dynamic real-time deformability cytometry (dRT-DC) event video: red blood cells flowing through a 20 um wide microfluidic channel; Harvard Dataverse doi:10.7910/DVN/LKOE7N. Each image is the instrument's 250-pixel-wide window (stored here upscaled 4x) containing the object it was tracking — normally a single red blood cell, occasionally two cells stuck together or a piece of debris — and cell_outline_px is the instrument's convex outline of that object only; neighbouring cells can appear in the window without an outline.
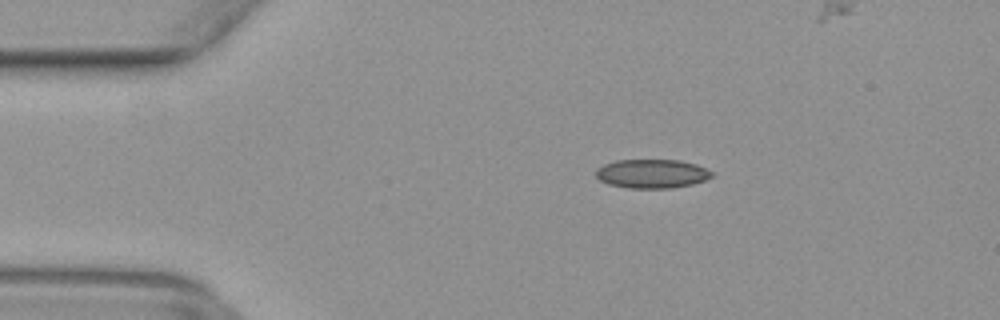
{"species": "common noctule bat (a hibernating species)", "species_latin": "Nyctalus noctula", "temperature_condition": "warm", "stored_images_in_passage": 39, "camera_frame_rate_fps": 3000, "um_per_image_px": 0.085, "animal": {"sex": "female", "body_mass_g": 29.2, "forearm_length_mm": 56.3}, "frame": {"image": 1, "passage_image": 5, "time_ms": 1.333, "image_size_px": [1000, 320], "cell_outline_px": [[712, 176], [704, 180], [692, 184], [672, 188], [628, 188], [608, 184], [600, 180], [596, 176], [596, 168], [604, 164], [616, 160], [680, 160], [696, 164], [712, 172]], "centroid_in_image_um": [55.38, 14.76], "position_along_channel_um": 29.6, "area_um2": 19.48}}
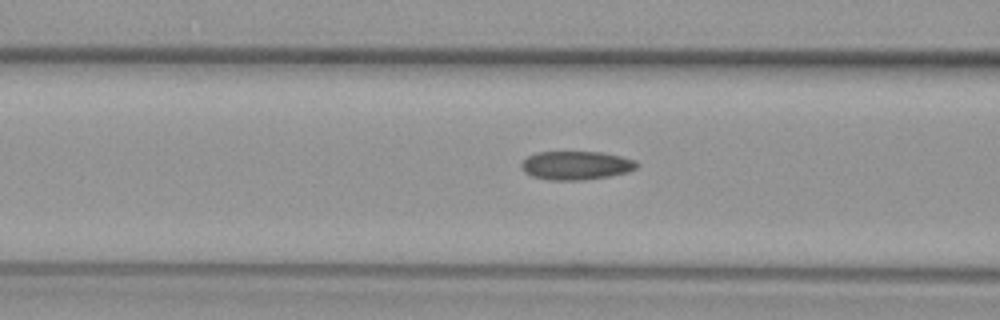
{"frame": {"image": 2, "passage_image": 15, "time_ms": 4.667, "image_size_px": [1000, 320], "cell_outline_px": [[640, 164], [636, 168], [628, 172], [608, 176], [584, 180], [548, 180], [532, 176], [524, 172], [520, 164], [528, 156], [536, 152], [604, 152], [636, 160]], "centroid_in_image_um": [48.98, 14.06], "position_along_channel_um": 117.6, "area_um2": 19.36}}
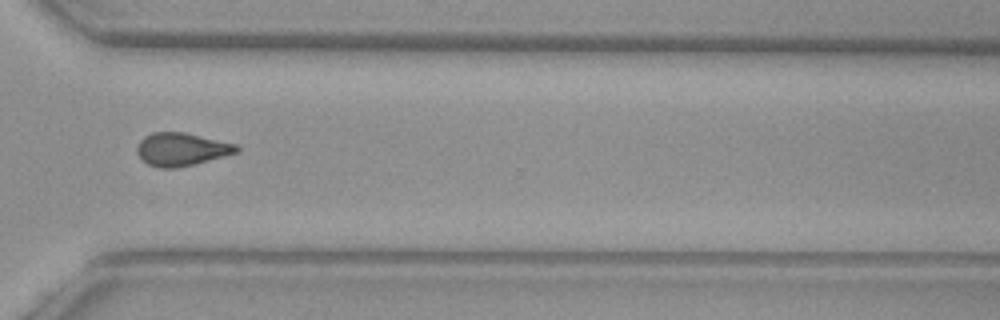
{"frame": {"image": 3, "passage_image": 32, "time_ms": 10.333, "image_size_px": [1000, 320], "cell_outline_px": [[240, 148], [236, 152], [224, 156], [196, 164], [176, 168], [160, 168], [148, 164], [136, 152], [136, 148], [140, 140], [144, 136], [152, 132], [184, 132], [236, 144]], "centroid_in_image_um": [15.4, 12.69], "position_along_channel_um": 355.2, "area_um2": 19.07}}